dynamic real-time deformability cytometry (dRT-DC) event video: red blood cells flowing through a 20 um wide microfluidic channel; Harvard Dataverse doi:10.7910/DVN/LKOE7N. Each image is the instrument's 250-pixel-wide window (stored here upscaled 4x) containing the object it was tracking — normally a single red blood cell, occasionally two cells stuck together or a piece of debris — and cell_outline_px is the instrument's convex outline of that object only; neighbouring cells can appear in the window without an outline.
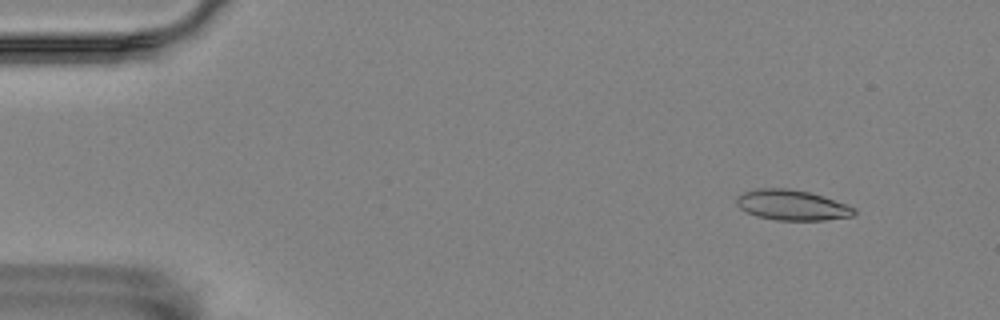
{"species": "Egyptian fruit bat (a non-hibernating species)", "species_latin": "Rousettus aegyptiacus", "temperature_condition": "room temperature", "stored_images_in_passage": 4, "camera_frame_rate_fps": 3000, "um_per_image_px": 0.085, "animal": {"sex": "female"}, "frame": {"image": 1, "passage_image": 1, "time_ms": 0.0, "image_size_px": [1000, 320], "cell_outline_px": [[856, 212], [852, 216], [824, 220], [776, 220], [756, 216], [744, 212], [736, 204], [736, 196], [744, 192], [756, 188], [788, 188], [808, 192], [824, 196], [856, 208]], "centroid_in_image_um": [67.28, 17.43], "position_along_channel_um": 17.7, "area_um2": 20.92}}